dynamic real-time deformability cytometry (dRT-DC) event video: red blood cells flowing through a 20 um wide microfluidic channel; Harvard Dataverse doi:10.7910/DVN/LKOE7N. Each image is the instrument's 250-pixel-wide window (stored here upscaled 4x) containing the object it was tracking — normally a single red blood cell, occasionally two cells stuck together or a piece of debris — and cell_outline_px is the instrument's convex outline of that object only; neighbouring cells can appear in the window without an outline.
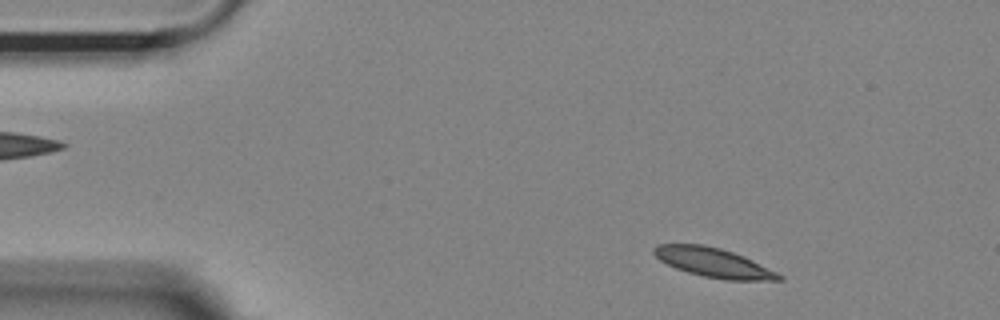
{"species": "Egyptian fruit bat (a non-hibernating species)", "species_latin": "Rousettus aegyptiacus", "temperature_condition": "room temperature", "stored_images_in_passage": 13, "camera_frame_rate_fps": 3000, "um_per_image_px": 0.085, "animal": {"sex": "female"}, "frame": {"image": 1, "passage_image": 4, "time_ms": 1.0, "image_size_px": [1000, 320], "cell_outline_px": [[784, 280], [728, 280], [704, 276], [688, 272], [676, 268], [660, 260], [652, 252], [652, 248], [660, 244], [704, 244], [720, 248], [744, 256], [784, 276]], "centroid_in_image_um": [60.64, 22.31], "position_along_channel_um": 24.4, "area_um2": 21.1}}